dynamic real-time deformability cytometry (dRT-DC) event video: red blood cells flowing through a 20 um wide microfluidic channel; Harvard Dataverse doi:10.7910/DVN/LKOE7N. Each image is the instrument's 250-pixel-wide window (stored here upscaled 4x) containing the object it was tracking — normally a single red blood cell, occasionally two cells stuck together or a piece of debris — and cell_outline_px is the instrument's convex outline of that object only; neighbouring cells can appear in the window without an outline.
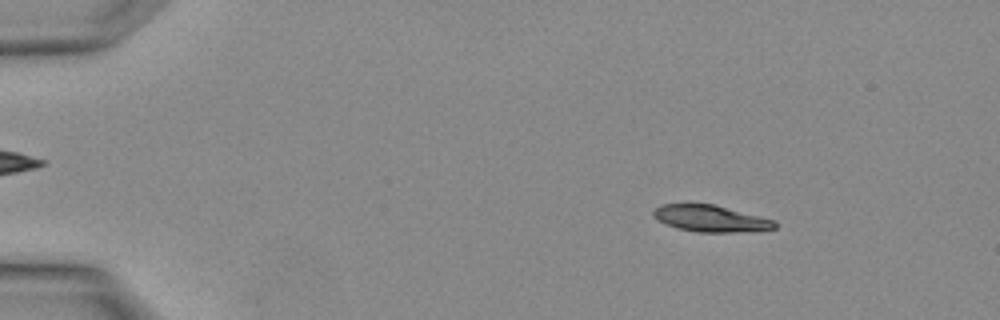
{"species": "Egyptian fruit bat (a non-hibernating species)", "species_latin": "Rousettus aegyptiacus", "temperature_condition": "warm", "stored_images_in_passage": 2, "camera_frame_rate_fps": 3000, "um_per_image_px": 0.085, "animal": {"sex": "female"}, "frame": {"image": 1, "passage_image": 1, "time_ms": 0.0, "image_size_px": [1000, 320], "cell_outline_px": [[776, 228], [732, 232], [696, 232], [676, 228], [652, 216], [652, 212], [660, 204], [712, 204], [776, 220]], "centroid_in_image_um": [60.38, 18.57], "position_along_channel_um": 24.6, "area_um2": 18.5}}